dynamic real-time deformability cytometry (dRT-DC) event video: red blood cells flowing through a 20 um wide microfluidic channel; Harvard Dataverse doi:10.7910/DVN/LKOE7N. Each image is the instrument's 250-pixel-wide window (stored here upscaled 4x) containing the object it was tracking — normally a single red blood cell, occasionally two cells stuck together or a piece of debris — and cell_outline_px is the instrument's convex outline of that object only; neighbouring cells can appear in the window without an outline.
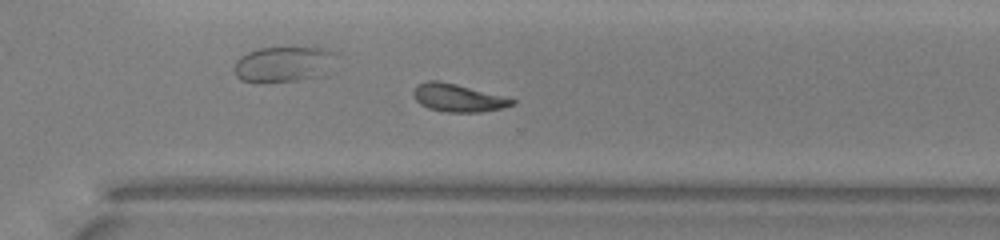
{"species": "common noctule bat (a hibernating species)", "species_latin": "Nyctalus noctula", "temperature_condition": "warm", "stored_images_in_passage": 44, "camera_frame_rate_fps": 3000, "um_per_image_px": 0.085, "animal": {"sex": "male", "body_mass_g": 13.0, "forearm_length_mm": 53.1}, "frame": {"image": 1, "passage_image": 32, "time_ms": 10.333, "image_size_px": [1000, 240], "cell_outline_px": [[516, 104], [500, 108], [480, 112], [448, 112], [428, 108], [420, 104], [416, 100], [412, 92], [416, 84], [428, 80], [436, 80], [456, 84], [508, 96], [516, 100]], "centroid_in_image_um": [38.94, 8.3], "position_along_channel_um": 331.7, "area_um2": 16.18}, "authors_computed_cell_mechanics": {"area_um2": 16.184, "velocity_mm_per_s": 3.9985, "shape_relaxation_time_tau1_ms": 4.9198, "shape_relaxation_time_tau2_ms": 2.0811, "deformation_change_tau1": 0.1705, "deformation_change_tau2": 0.0915}}